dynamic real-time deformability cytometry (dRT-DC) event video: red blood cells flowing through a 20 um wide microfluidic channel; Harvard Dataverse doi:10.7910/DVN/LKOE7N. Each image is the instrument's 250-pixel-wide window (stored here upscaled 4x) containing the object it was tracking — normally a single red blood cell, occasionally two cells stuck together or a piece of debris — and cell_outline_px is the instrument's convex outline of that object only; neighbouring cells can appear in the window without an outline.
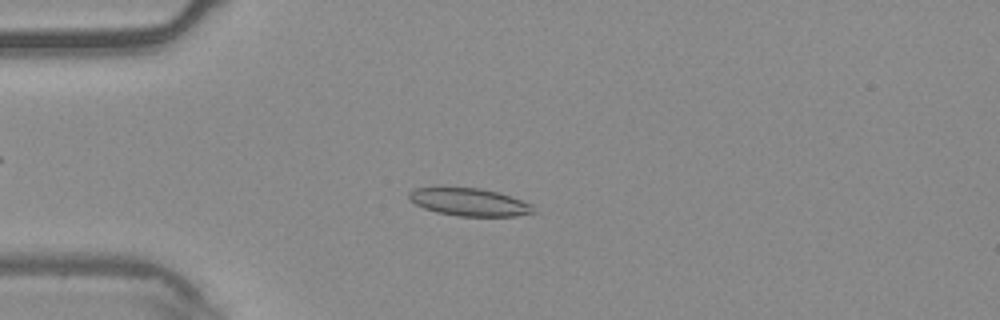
{"species": "common noctule bat (a hibernating species)", "species_latin": "Nyctalus noctula", "temperature_condition": "warm", "stored_images_in_passage": 53, "camera_frame_rate_fps": 3000, "um_per_image_px": 0.085, "animal": {"sex": "male", "body_mass_g": 20.4}, "frame": {"image": 1, "passage_image": 13, "time_ms": 4.0, "image_size_px": [1000, 320], "cell_outline_px": [[536, 212], [516, 216], [460, 216], [436, 212], [424, 208], [416, 204], [408, 196], [408, 192], [416, 188], [480, 188], [496, 192], [532, 204]], "centroid_in_image_um": [39.9, 17.19], "position_along_channel_um": 45.1, "area_um2": 19.71}}
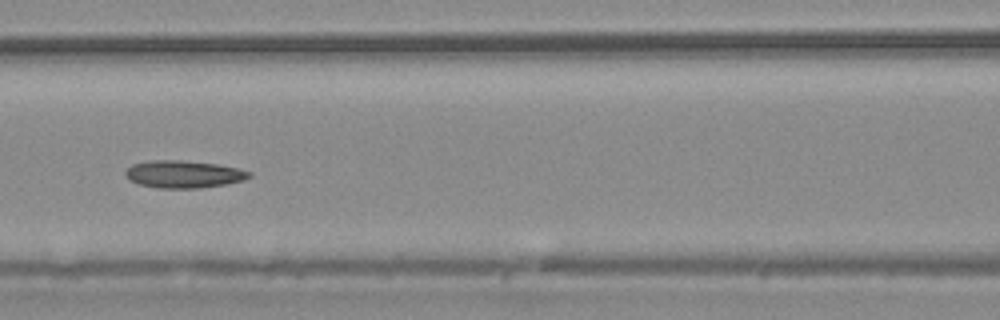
{"frame": {"image": 2, "passage_image": 23, "time_ms": 7.333, "image_size_px": [1000, 320], "cell_outline_px": [[252, 176], [244, 180], [224, 184], [200, 188], [156, 188], [140, 184], [128, 180], [124, 172], [132, 164], [152, 160], [180, 160], [216, 164], [236, 168], [252, 172]], "centroid_in_image_um": [15.59, 14.81], "position_along_channel_um": 151.0, "area_um2": 19.71}}
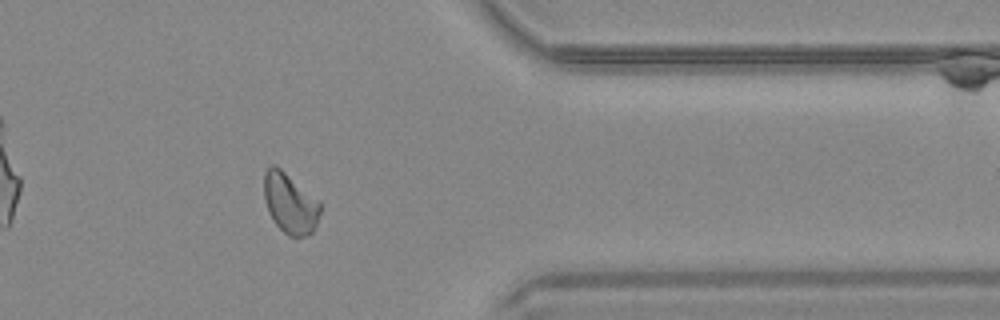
{"frame": {"image": 3, "passage_image": 43, "time_ms": 14.0, "image_size_px": [1000, 320], "cell_outline_px": [[320, 212], [316, 224], [312, 232], [308, 236], [288, 236], [272, 220], [268, 212], [264, 200], [264, 172], [272, 164], [276, 164], [320, 204]], "centroid_in_image_um": [24.6, 17.3], "position_along_channel_um": 386.8, "area_um2": 19.36}, "authors_computed_cell_mechanics": {"area_um2": 19.8254, "velocity_mm_per_s": 3.7518, "shape_relaxation_time_tau1_ms": 9.1586, "shape_relaxation_time_tau2_ms": null, "deformation_change_tau1": 0.1744, "deformation_change_tau2": null}}